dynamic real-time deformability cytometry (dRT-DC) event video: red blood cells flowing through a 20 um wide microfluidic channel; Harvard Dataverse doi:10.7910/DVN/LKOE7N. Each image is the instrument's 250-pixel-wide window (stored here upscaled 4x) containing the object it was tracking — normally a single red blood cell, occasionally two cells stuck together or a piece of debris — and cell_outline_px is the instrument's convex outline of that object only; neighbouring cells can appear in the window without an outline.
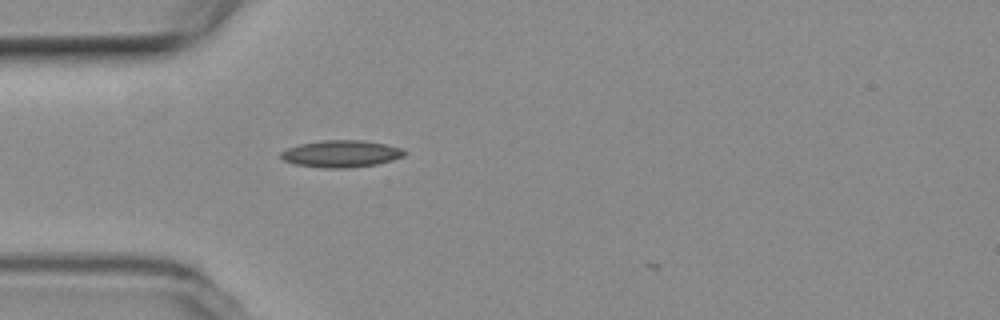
{"species": "common noctule bat (a hibernating species)", "species_latin": "Nyctalus noctula", "temperature_condition": "room temperature", "stored_images_in_passage": 7, "camera_frame_rate_fps": 3000, "um_per_image_px": 0.085, "animal": {"sex": "female", "body_mass_g": 19.3, "forearm_length_mm": 54.1}, "frame": {"image": 1, "passage_image": 2, "time_ms": 0.333, "image_size_px": [1000, 320], "cell_outline_px": [[408, 152], [404, 156], [392, 160], [376, 164], [348, 168], [324, 168], [296, 164], [284, 160], [280, 156], [280, 152], [288, 148], [300, 144], [324, 140], [364, 140], [388, 144], [400, 148]], "centroid_in_image_um": [29.03, 13.06], "position_along_channel_um": 56.0, "area_um2": 19.42}}
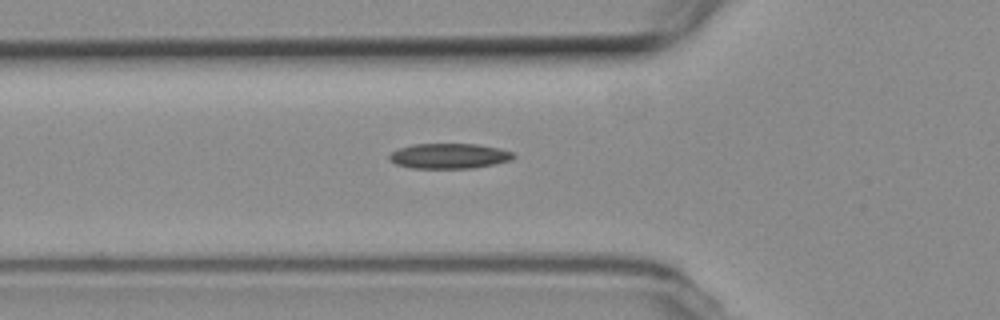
{"frame": {"image": 2, "passage_image": 5, "time_ms": 1.333, "image_size_px": [1000, 320], "cell_outline_px": [[516, 156], [512, 160], [496, 164], [472, 168], [412, 168], [396, 164], [388, 160], [388, 156], [392, 152], [400, 148], [412, 144], [476, 144], [500, 148], [512, 152]], "centroid_in_image_um": [38.19, 13.26], "position_along_channel_um": 87.6, "area_um2": 18.32}}